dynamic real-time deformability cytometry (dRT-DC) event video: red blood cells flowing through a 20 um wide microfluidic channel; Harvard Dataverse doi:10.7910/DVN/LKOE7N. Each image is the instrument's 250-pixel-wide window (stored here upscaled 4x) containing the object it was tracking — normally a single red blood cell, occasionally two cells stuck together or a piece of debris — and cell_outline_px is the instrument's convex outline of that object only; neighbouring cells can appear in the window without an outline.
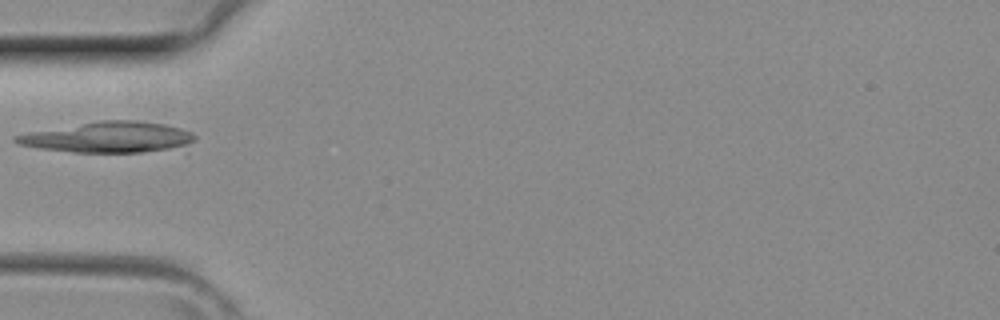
{"species": "common noctule bat (a hibernating species)", "species_latin": "Nyctalus noctula", "temperature_condition": "room temperature", "stored_images_in_passage": 3, "camera_frame_rate_fps": 3000, "um_per_image_px": 0.085, "animal": {"sex": "female", "body_mass_g": 29.2, "forearm_length_mm": 56.3}, "frame": {"image": 1, "passage_image": 3, "time_ms": 0.667, "image_size_px": [1000, 320], "cell_outline_px": [[196, 140], [184, 144], [168, 148], [140, 152], [72, 152], [40, 148], [20, 144], [12, 140], [12, 136], [28, 132], [100, 120], [136, 120], [164, 124], [180, 128], [192, 132], [196, 136]], "centroid_in_image_um": [9.15, 11.64], "position_along_channel_um": 75.8, "area_um2": 31.56}}